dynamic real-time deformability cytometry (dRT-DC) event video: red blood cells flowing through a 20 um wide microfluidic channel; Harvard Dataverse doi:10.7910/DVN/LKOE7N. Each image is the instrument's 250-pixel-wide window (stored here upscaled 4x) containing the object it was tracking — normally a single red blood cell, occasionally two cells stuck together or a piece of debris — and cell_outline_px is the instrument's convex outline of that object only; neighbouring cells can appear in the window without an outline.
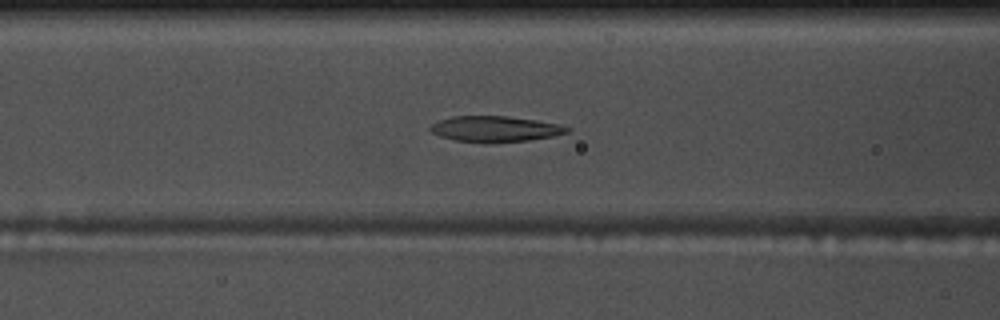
{"species": "common noctule bat (a hibernating species)", "species_latin": "Nyctalus noctula", "temperature_condition": "warm", "stored_images_in_passage": 42, "camera_frame_rate_fps": 3000, "um_per_image_px": 0.085, "animal": {"sex": "male", "body_mass_g": 17.5, "forearm_length_mm": 52.3}, "frame": {"image": 1, "passage_image": 10, "time_ms": 3.0, "image_size_px": [1000, 320], "cell_outline_px": [[572, 128], [568, 132], [552, 136], [528, 140], [484, 144], [456, 140], [440, 136], [432, 132], [428, 128], [432, 124], [440, 120], [452, 116], [508, 116], [536, 120], [560, 124]], "centroid_in_image_um": [42.09, 10.97], "position_along_channel_um": 124.5, "area_um2": 20.69}}
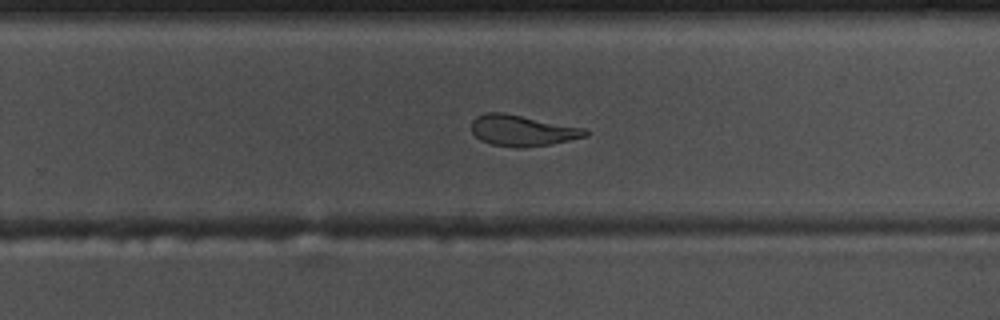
{"frame": {"image": 2, "passage_image": 23, "time_ms": 7.333, "image_size_px": [1000, 320], "cell_outline_px": [[588, 136], [548, 144], [520, 148], [516, 148], [492, 144], [480, 140], [472, 132], [472, 120], [476, 116], [484, 112], [504, 112], [588, 128]], "centroid_in_image_um": [44.4, 11.07], "position_along_channel_um": 285.4, "area_um2": 20.75}}
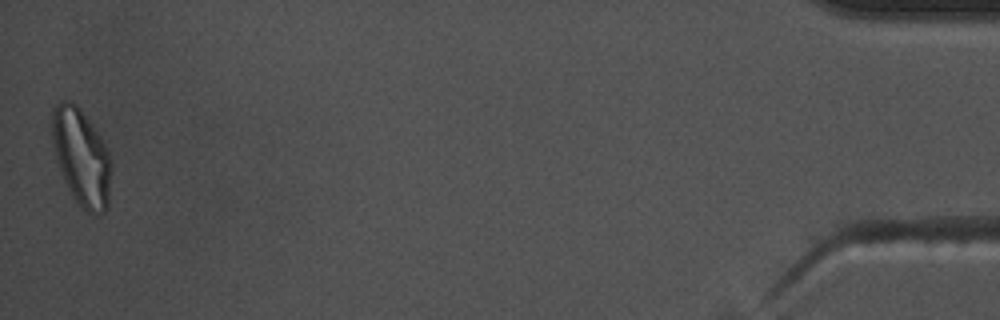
{"frame": {"image": 3, "passage_image": 42, "time_ms": 13.667, "image_size_px": [1000, 320], "cell_outline_px": [[112, 168], [108, 208], [100, 216], [92, 216], [72, 196], [64, 180], [56, 156], [52, 140], [52, 108], [60, 100], [72, 100], [80, 108], [100, 136], [108, 148], [112, 160]], "centroid_in_image_um": [6.96, 13.37], "position_along_channel_um": 428.2, "area_um2": 33.81}, "authors_computed_cell_mechanics": {"area_um2": 21.3571, "velocity_mm_per_s": 3.7231, "shape_relaxation_time_tau1_ms": null, "shape_relaxation_time_tau2_ms": 4.6012, "deformation_change_tau1": null, "deformation_change_tau2": 0.1106}}